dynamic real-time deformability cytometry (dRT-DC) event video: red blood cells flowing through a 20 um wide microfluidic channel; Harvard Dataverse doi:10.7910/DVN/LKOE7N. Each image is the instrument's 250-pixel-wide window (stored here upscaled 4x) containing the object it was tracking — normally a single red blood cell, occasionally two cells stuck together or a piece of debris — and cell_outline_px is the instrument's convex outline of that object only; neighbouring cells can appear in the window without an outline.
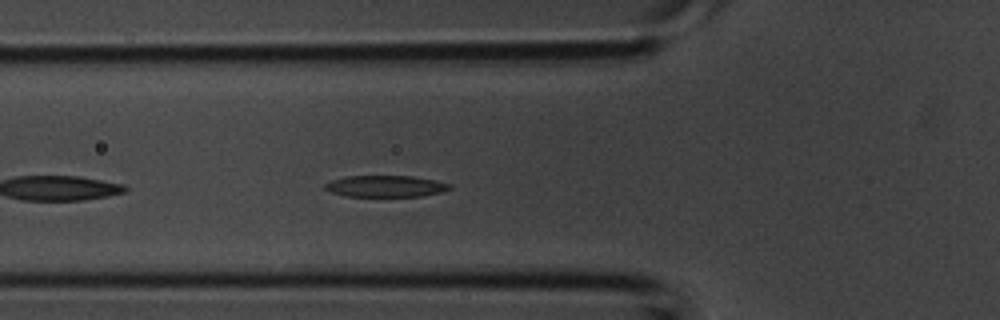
{"species": "common noctule bat (a hibernating species)", "species_latin": "Nyctalus noctula", "temperature_condition": "room temperature", "stored_images_in_passage": 31, "camera_frame_rate_fps": 3000, "um_per_image_px": 0.085, "animal": {"sex": "male", "body_mass_g": 20.1, "forearm_length_mm": 53.5}, "frame": {"image": 1, "passage_image": 13, "time_ms": 4.0, "image_size_px": [1000, 320], "cell_outline_px": [[452, 188], [444, 192], [424, 196], [348, 196], [332, 192], [324, 188], [324, 184], [332, 180], [344, 176], [412, 176], [436, 180], [452, 184]], "centroid_in_image_um": [32.84, 15.82], "position_along_channel_um": 93.0, "area_um2": 15.72}}
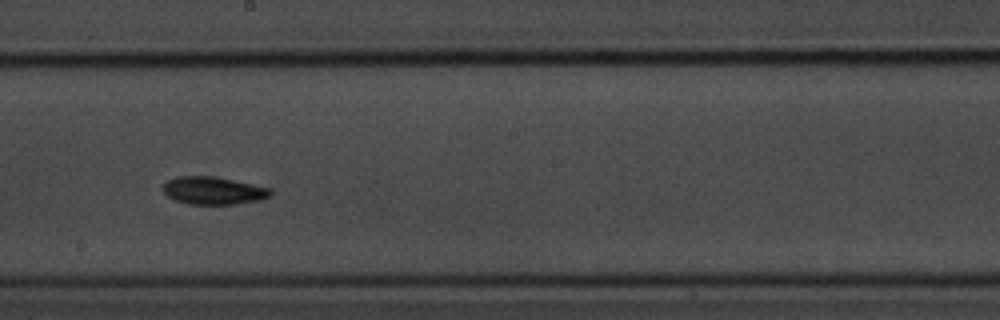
{"frame": {"image": 2, "passage_image": 21, "time_ms": 6.667, "image_size_px": [1000, 320], "cell_outline_px": [[272, 196], [260, 200], [236, 204], [188, 204], [176, 200], [168, 196], [160, 188], [168, 180], [176, 176], [212, 176], [272, 188]], "centroid_in_image_um": [18.14, 16.2], "position_along_channel_um": 230.1, "area_um2": 17.4}}
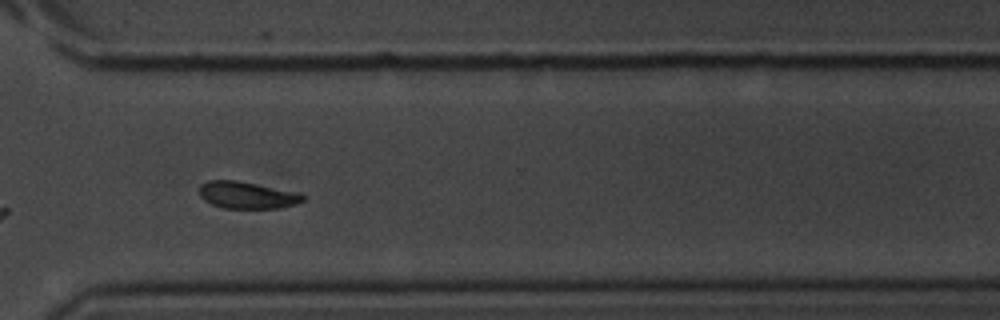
{"frame": {"image": 3, "passage_image": 28, "time_ms": 9.0, "image_size_px": [1000, 320], "cell_outline_px": [[304, 200], [296, 204], [276, 208], [224, 208], [212, 204], [204, 200], [200, 196], [200, 184], [208, 180], [236, 180], [288, 192], [304, 196]], "centroid_in_image_um": [20.88, 16.59], "position_along_channel_um": 349.7, "area_um2": 15.61}}